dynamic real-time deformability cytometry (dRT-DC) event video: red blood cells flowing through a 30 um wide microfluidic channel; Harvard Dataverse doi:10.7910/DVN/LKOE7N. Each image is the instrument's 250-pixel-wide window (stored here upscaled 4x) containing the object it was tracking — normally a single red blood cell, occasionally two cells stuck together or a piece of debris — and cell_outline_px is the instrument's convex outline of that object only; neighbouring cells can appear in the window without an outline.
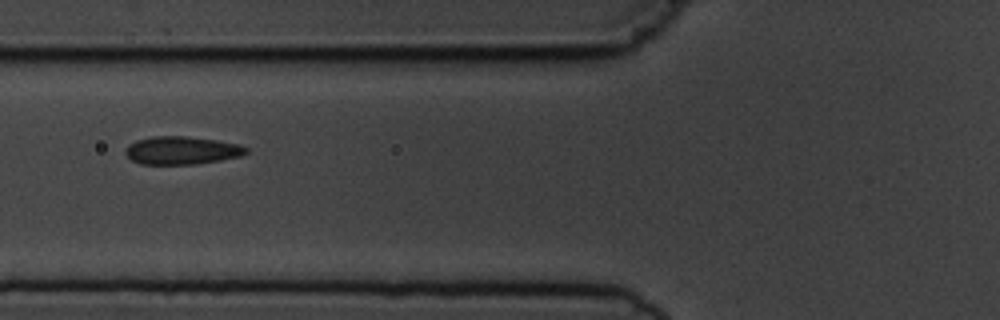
{"species": "common noctule bat (a hibernating species)", "species_latin": "Nyctalus noctula", "temperature_condition": "cold", "stored_images_in_passage": 10, "camera_frame_rate_fps": 3000, "um_per_image_px": 0.085, "animal": {"sex": "male", "body_mass_g": 19.5, "forearm_length_mm": 54.6}, "frame": {"image": 1, "passage_image": 2, "time_ms": 1.333, "image_size_px": [1000, 320], "cell_outline_px": [[248, 152], [240, 156], [220, 160], [196, 164], [140, 164], [132, 160], [124, 152], [124, 148], [128, 144], [136, 140], [152, 136], [188, 136], [216, 140], [240, 144], [248, 148]], "centroid_in_image_um": [15.43, 12.78], "position_along_channel_um": 110.4, "area_um2": 19.83}}
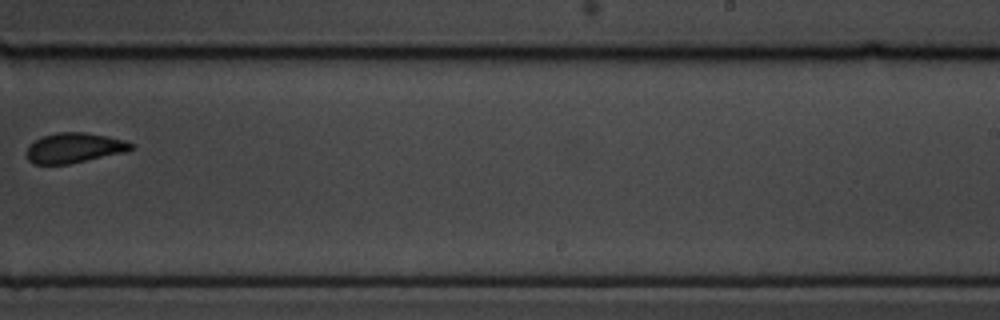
{"frame": {"image": 2, "passage_image": 6, "time_ms": 6.0, "image_size_px": [1000, 320], "cell_outline_px": [[132, 148], [128, 152], [68, 164], [32, 164], [28, 160], [24, 152], [28, 144], [44, 136], [56, 132], [84, 132], [108, 136], [124, 140], [132, 144]], "centroid_in_image_um": [6.27, 12.58], "position_along_channel_um": 282.7, "area_um2": 18.5}}
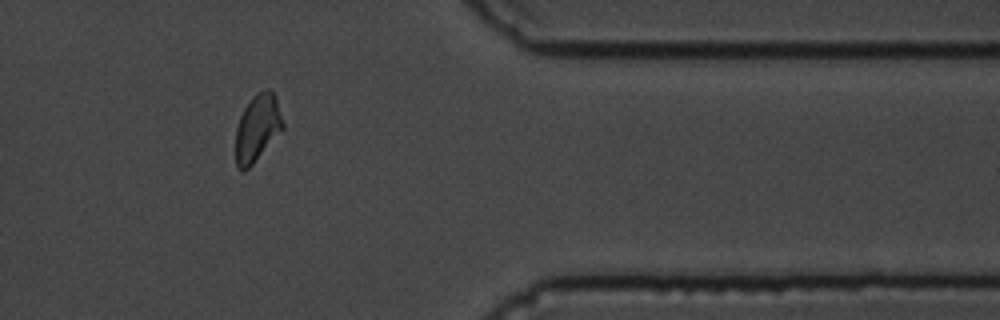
{"frame": {"image": 3, "passage_image": 9, "time_ms": 9.333, "image_size_px": [1000, 320], "cell_outline_px": [[284, 128], [252, 164], [244, 172], [236, 168], [236, 128], [240, 116], [244, 108], [252, 96], [256, 92], [264, 88], [272, 88], [276, 96], [284, 124]], "centroid_in_image_um": [21.88, 10.83], "position_along_channel_um": 389.5, "area_um2": 18.61}, "authors_computed_cell_mechanics": {"area_um2": 19.0162, "velocity_mm_per_s": 3.7005, "shape_relaxation_time_tau1_ms": 5.9449, "shape_relaxation_time_tau2_ms": null, "deformation_change_tau1": 0.1176, "deformation_change_tau2": null}}